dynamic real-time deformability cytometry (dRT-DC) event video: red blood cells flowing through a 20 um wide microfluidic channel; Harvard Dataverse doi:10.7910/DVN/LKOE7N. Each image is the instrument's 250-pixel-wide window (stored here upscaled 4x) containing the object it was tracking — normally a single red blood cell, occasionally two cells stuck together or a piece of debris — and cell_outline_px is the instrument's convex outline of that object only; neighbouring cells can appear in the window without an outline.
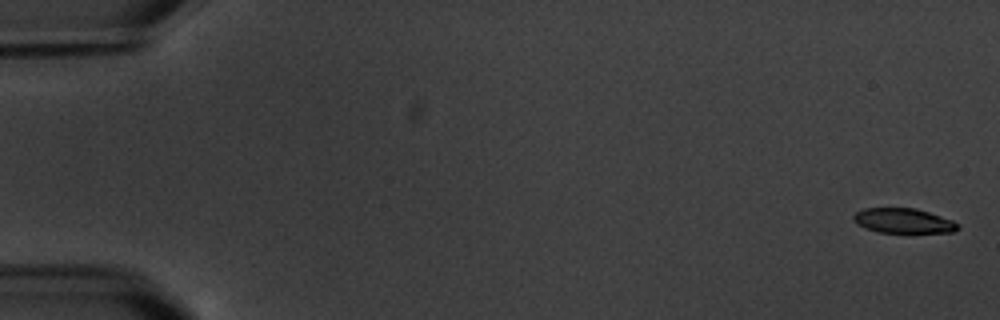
{"species": "common noctule bat (a hibernating species)", "species_latin": "Nyctalus noctula", "temperature_condition": "warm", "stored_images_in_passage": 7, "camera_frame_rate_fps": 3000, "um_per_image_px": 0.085, "animal": {"sex": "male", "body_mass_g": 20.1, "forearm_length_mm": 53.5}, "frame": {"image": 1, "passage_image": 1, "time_ms": 0.0, "image_size_px": [1000, 320], "cell_outline_px": [[960, 228], [952, 232], [908, 236], [880, 232], [864, 228], [856, 224], [852, 220], [852, 216], [856, 212], [864, 208], [916, 208], [952, 220], [960, 224]], "centroid_in_image_um": [76.81, 18.83], "position_along_channel_um": 8.2, "area_um2": 16.13}}
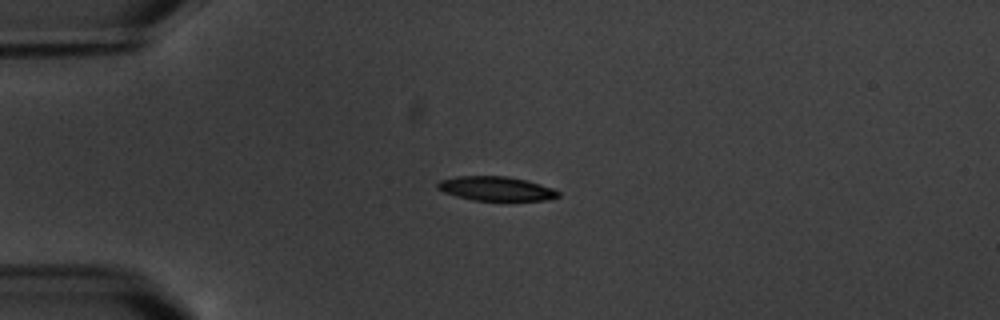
{"frame": {"image": 2, "passage_image": 5, "time_ms": 4.667, "image_size_px": [1000, 320], "cell_outline_px": [[560, 196], [544, 200], [472, 200], [456, 196], [444, 192], [436, 188], [436, 184], [440, 180], [456, 176], [504, 176], [524, 180], [540, 184], [552, 188], [560, 192]], "centroid_in_image_um": [42.12, 16.03], "position_along_channel_um": 42.9, "area_um2": 16.88}}